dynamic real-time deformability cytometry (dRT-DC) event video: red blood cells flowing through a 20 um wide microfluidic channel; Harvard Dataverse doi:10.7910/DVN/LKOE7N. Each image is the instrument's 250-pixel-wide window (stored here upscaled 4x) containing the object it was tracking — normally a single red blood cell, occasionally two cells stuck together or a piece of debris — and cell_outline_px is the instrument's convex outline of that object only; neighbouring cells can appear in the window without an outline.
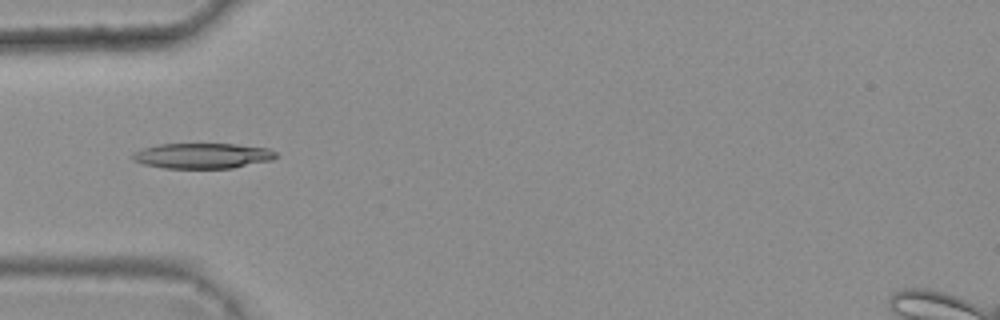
{"species": "common noctule bat (a hibernating species)", "species_latin": "Nyctalus noctula", "temperature_condition": "warm", "stored_images_in_passage": 8, "camera_frame_rate_fps": 3000, "um_per_image_px": 0.085, "animal": {"sex": "female", "body_mass_g": 25.1}, "frame": {"image": 1, "passage_image": 6, "time_ms": 1.667, "image_size_px": [1000, 320], "cell_outline_px": [[280, 156], [272, 160], [232, 168], [164, 168], [144, 164], [132, 160], [132, 152], [144, 148], [160, 144], [236, 144], [268, 148], [276, 152]], "centroid_in_image_um": [17.24, 13.24], "position_along_channel_um": 67.8, "area_um2": 21.27}}
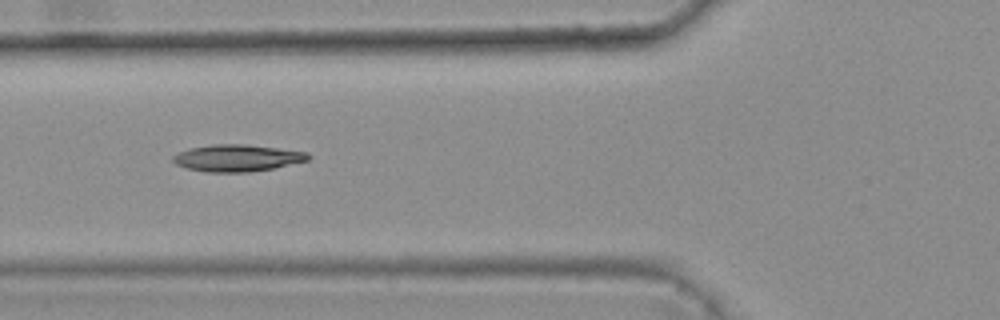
{"frame": {"image": 2, "passage_image": 7, "time_ms": 2.0, "image_size_px": [1000, 320], "cell_outline_px": [[312, 156], [308, 160], [276, 168], [248, 172], [204, 172], [188, 168], [176, 164], [172, 160], [172, 156], [188, 148], [212, 144], [244, 144], [308, 152]], "centroid_in_image_um": [20.17, 13.43], "position_along_channel_um": 105.6, "area_um2": 21.21}}
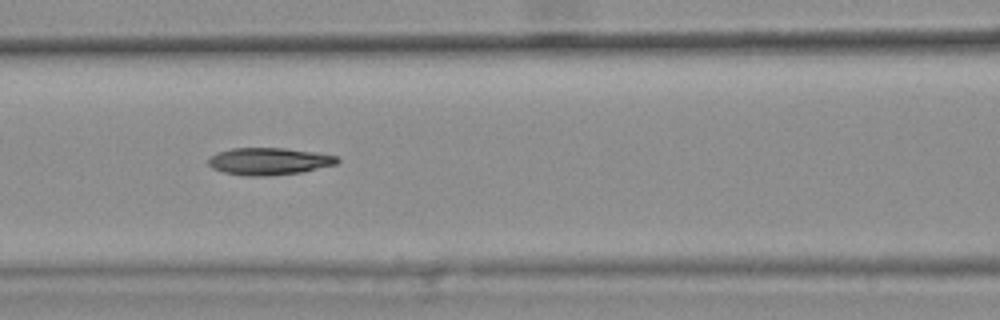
{"frame": {"image": 3, "passage_image": 8, "time_ms": 2.333, "image_size_px": [1000, 320], "cell_outline_px": [[340, 160], [336, 164], [300, 172], [268, 176], [244, 176], [224, 172], [212, 168], [208, 164], [208, 160], [212, 156], [220, 152], [232, 148], [284, 148], [316, 152], [336, 156]], "centroid_in_image_um": [22.86, 13.71], "position_along_channel_um": 143.7, "area_um2": 20.23}}